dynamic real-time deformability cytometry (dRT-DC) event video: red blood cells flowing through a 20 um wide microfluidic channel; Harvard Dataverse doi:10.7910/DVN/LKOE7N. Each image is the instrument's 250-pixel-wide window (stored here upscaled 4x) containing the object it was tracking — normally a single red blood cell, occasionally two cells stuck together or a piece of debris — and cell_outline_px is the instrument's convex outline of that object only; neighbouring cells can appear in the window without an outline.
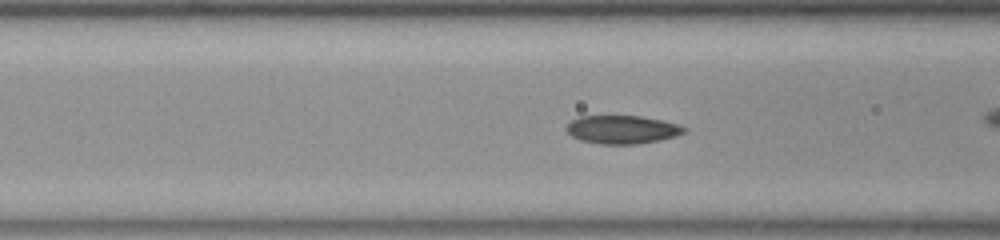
{"species": "common noctule bat (a hibernating species)", "species_latin": "Nyctalus noctula", "temperature_condition": "room temperature", "stored_images_in_passage": 34, "camera_frame_rate_fps": 3000, "um_per_image_px": 0.085, "animal": {"sex": "female", "body_mass_g": 23.0, "forearm_length_mm": 53.4}, "frame": {"image": 1, "passage_image": 12, "time_ms": 3.667, "image_size_px": [1000, 240], "cell_outline_px": [[688, 128], [684, 132], [676, 136], [660, 140], [636, 144], [600, 144], [580, 140], [572, 136], [564, 128], [572, 120], [580, 116], [640, 116], [680, 124]], "centroid_in_image_um": [52.89, 11.01], "position_along_channel_um": 113.7, "area_um2": 19.42}}
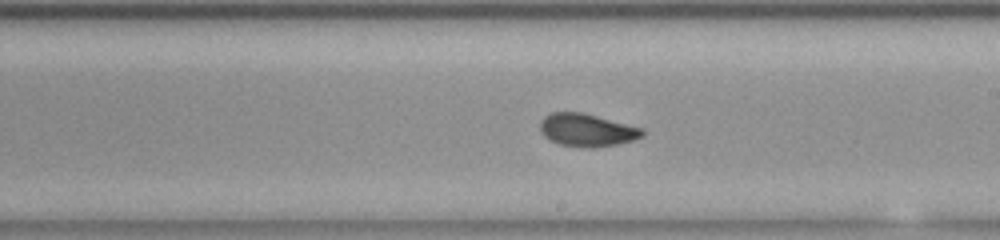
{"frame": {"image": 2, "passage_image": 22, "time_ms": 7.0, "image_size_px": [1000, 240], "cell_outline_px": [[644, 136], [632, 140], [616, 144], [596, 148], [588, 148], [560, 144], [548, 140], [540, 132], [540, 120], [544, 116], [552, 112], [584, 112], [644, 128]], "centroid_in_image_um": [49.88, 11.05], "position_along_channel_um": 239.1, "area_um2": 19.83}}
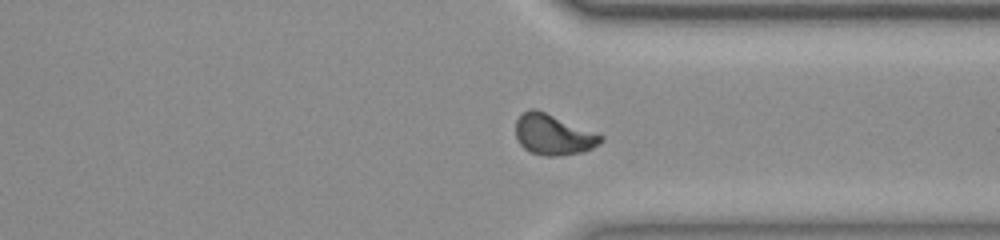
{"frame": {"image": 3, "passage_image": 32, "time_ms": 10.333, "image_size_px": [1000, 240], "cell_outline_px": [[604, 140], [600, 144], [584, 152], [560, 156], [544, 156], [532, 152], [524, 148], [520, 144], [516, 136], [516, 120], [528, 108], [536, 108], [604, 136]], "centroid_in_image_um": [47.04, 11.45], "position_along_channel_um": 364.4, "area_um2": 20.17}}